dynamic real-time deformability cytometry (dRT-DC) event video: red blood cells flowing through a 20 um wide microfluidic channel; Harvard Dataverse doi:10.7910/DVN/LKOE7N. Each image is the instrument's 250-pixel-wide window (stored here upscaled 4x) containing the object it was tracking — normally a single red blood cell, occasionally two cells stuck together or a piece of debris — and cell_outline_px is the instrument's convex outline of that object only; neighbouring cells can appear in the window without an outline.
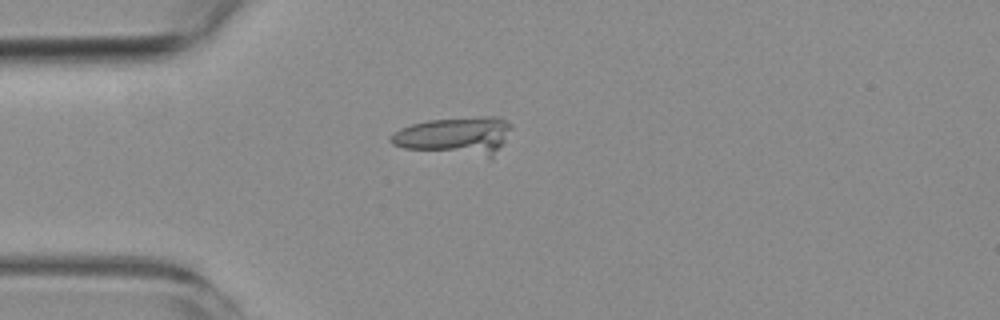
{"species": "common noctule bat (a hibernating species)", "species_latin": "Nyctalus noctula", "temperature_condition": "room temperature", "stored_images_in_passage": 14, "camera_frame_rate_fps": 3000, "um_per_image_px": 0.085, "animal": {"sex": "female", "body_mass_g": 19.3, "forearm_length_mm": 54.1}, "frame": {"image": 1, "passage_image": 3, "time_ms": 3.667, "image_size_px": [1000, 320], "cell_outline_px": [[508, 128], [504, 140], [492, 160], [488, 160], [404, 148], [392, 144], [388, 140], [388, 136], [392, 132], [400, 128], [412, 124], [428, 120], [484, 116], [496, 116], [504, 120], [508, 124]], "centroid_in_image_um": [38.63, 11.6], "position_along_channel_um": 46.4, "area_um2": 27.17}}
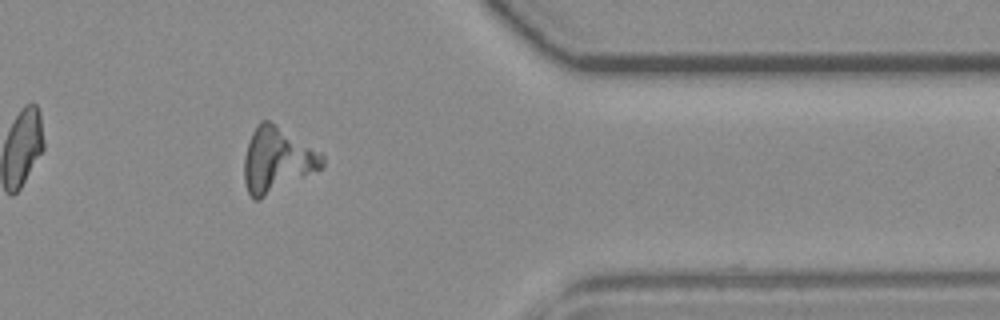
{"frame": {"image": 2, "passage_image": 12, "time_ms": 14.0, "image_size_px": [1000, 320], "cell_outline_px": [[324, 164], [320, 168], [260, 200], [252, 200], [248, 192], [244, 180], [244, 156], [248, 140], [256, 124], [260, 120], [268, 120], [276, 124], [320, 152], [324, 156]], "centroid_in_image_um": [23.5, 13.59], "position_along_channel_um": 387.9, "area_um2": 29.42}}